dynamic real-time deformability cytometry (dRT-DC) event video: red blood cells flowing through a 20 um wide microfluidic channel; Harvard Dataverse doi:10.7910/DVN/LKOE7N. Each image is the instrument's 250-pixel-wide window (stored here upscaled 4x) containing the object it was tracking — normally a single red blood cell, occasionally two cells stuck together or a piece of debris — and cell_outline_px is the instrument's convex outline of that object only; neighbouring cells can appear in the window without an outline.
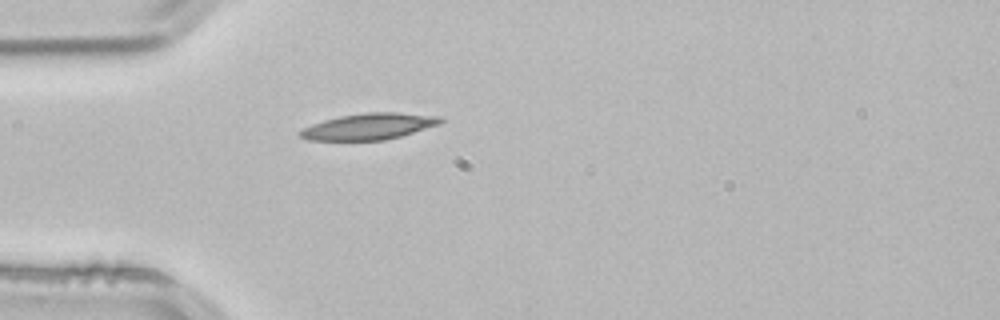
{"species": "common noctule bat (a hibernating species)", "species_latin": "Nyctalus noctula", "temperature_condition": "room temperature", "stored_images_in_passage": 33, "camera_frame_rate_fps": 3000, "um_per_image_px": 0.085, "animal": {"sex": "male", "body_mass_g": 21.5, "forearm_length_mm": 52.0}, "frame": {"image": 1, "passage_image": 1, "time_ms": 0.0, "image_size_px": [1000, 320], "cell_outline_px": [[444, 120], [440, 124], [400, 136], [384, 140], [308, 140], [300, 136], [296, 132], [312, 124], [324, 120], [340, 116], [364, 112], [396, 112], [440, 116]], "centroid_in_image_um": [31.36, 10.74], "position_along_channel_um": 53.6, "area_um2": 21.44}}
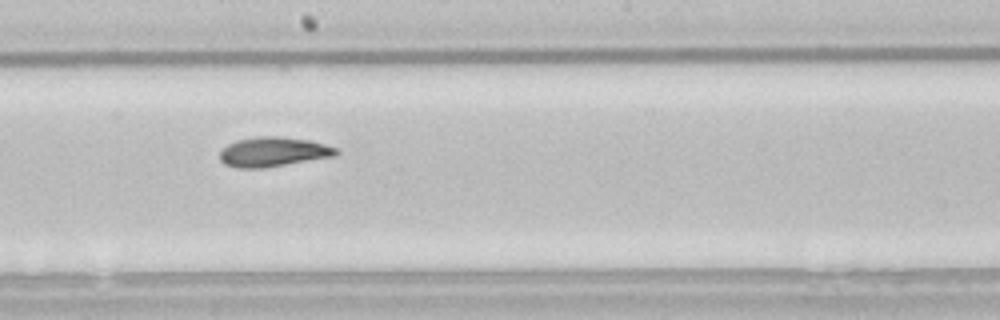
{"frame": {"image": 2, "passage_image": 15, "time_ms": 4.667, "image_size_px": [1000, 320], "cell_outline_px": [[340, 152], [336, 156], [264, 168], [236, 168], [224, 164], [220, 160], [220, 152], [228, 144], [236, 140], [260, 136], [280, 136], [308, 140], [324, 144], [336, 148]], "centroid_in_image_um": [23.22, 12.91], "position_along_channel_um": 225.0, "area_um2": 20.11}, "authors_computed_cell_mechanics": {"area_um2": 19.8254, "velocity_mm_per_s": 3.8245, "shape_relaxation_time_tau1_ms": 5.5122, "shape_relaxation_time_tau2_ms": 2.7354, "deformation_change_tau1": 0.1782, "deformation_change_tau2": 0.0929}}